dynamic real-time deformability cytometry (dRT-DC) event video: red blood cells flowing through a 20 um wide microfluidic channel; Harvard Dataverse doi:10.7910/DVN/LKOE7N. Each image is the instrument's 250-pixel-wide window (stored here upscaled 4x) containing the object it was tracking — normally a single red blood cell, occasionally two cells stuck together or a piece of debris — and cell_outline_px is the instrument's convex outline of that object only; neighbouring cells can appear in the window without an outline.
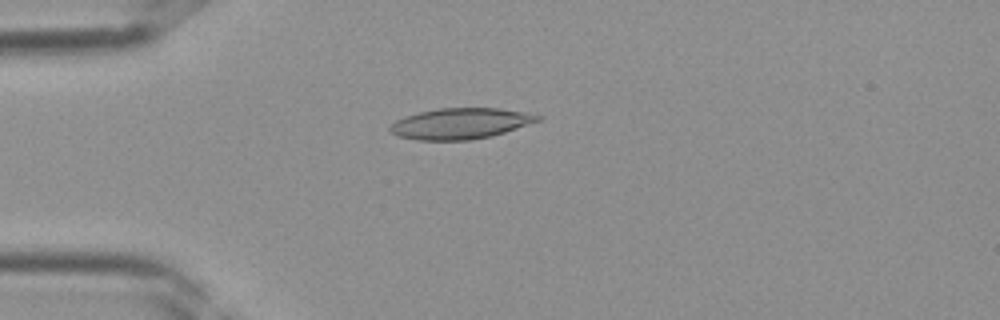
{"species": "Egyptian fruit bat (a non-hibernating species)", "species_latin": "Rousettus aegyptiacus", "temperature_condition": "room temperature", "stored_images_in_passage": 36, "camera_frame_rate_fps": 3000, "um_per_image_px": 0.085, "frame": {"image": 1, "passage_image": 8, "time_ms": 2.333, "image_size_px": [1000, 320], "cell_outline_px": [[544, 116], [540, 120], [492, 136], [468, 140], [416, 140], [396, 136], [388, 128], [396, 120], [404, 116], [420, 112], [440, 108], [496, 108], [524, 112]], "centroid_in_image_um": [39.11, 10.5], "position_along_channel_um": 45.9, "area_um2": 26.41}}
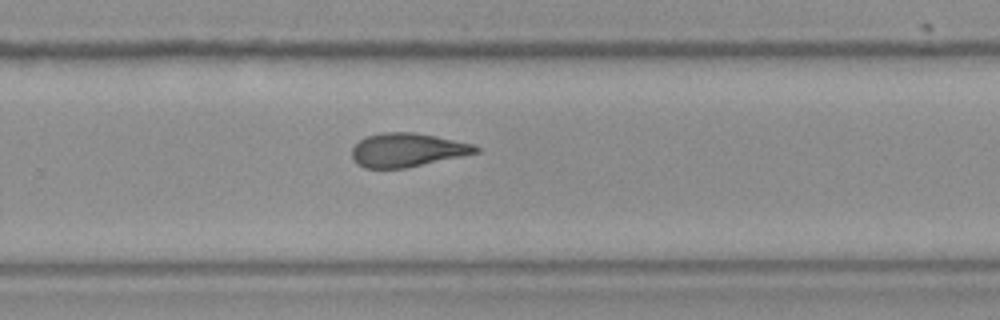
{"frame": {"image": 2, "passage_image": 23, "time_ms": 7.333, "image_size_px": [1000, 320], "cell_outline_px": [[480, 152], [408, 168], [364, 168], [356, 164], [352, 160], [352, 148], [364, 136], [380, 132], [412, 132], [436, 136], [472, 144], [480, 148]], "centroid_in_image_um": [34.58, 12.75], "position_along_channel_um": 295.2, "area_um2": 24.51}}
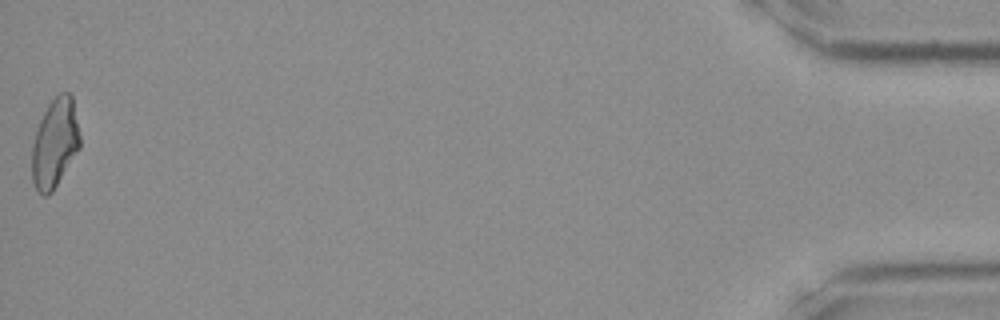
{"frame": {"image": 3, "passage_image": 36, "time_ms": 11.667, "image_size_px": [1000, 320], "cell_outline_px": [[80, 148], [52, 192], [48, 196], [44, 196], [36, 188], [32, 180], [32, 144], [40, 120], [48, 104], [60, 92], [68, 92], [72, 96], [80, 136]], "centroid_in_image_um": [4.66, 12.17], "position_along_channel_um": 430.5, "area_um2": 24.74}}